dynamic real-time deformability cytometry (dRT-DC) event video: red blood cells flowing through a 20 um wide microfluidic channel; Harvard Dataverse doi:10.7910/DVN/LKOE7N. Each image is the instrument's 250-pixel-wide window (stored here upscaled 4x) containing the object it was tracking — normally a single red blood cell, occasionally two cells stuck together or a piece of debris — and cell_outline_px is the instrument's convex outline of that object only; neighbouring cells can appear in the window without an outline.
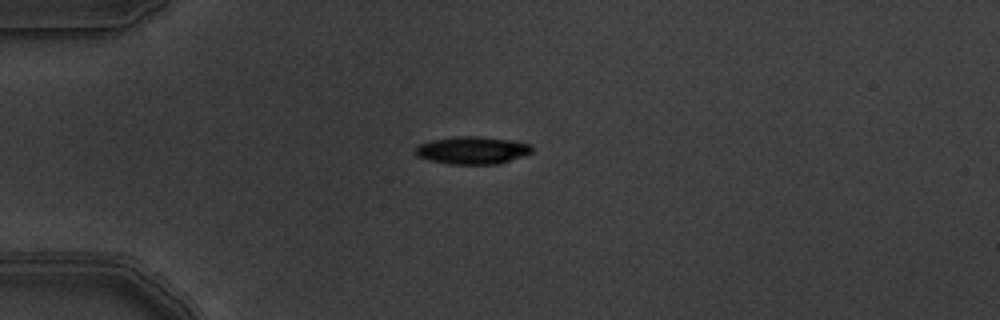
{"species": "common noctule bat (a hibernating species)", "species_latin": "Nyctalus noctula", "temperature_condition": "warm", "stored_images_in_passage": 7, "camera_frame_rate_fps": 3000, "um_per_image_px": 0.085, "animal": {"sex": "male", "body_mass_g": 19.5, "forearm_length_mm": 54.6}, "frame": {"image": 1, "passage_image": 2, "time_ms": 0.333, "image_size_px": [1000, 320], "cell_outline_px": [[532, 152], [500, 164], [448, 164], [428, 160], [416, 156], [416, 148], [420, 144], [432, 140], [460, 136], [476, 136], [508, 140], [532, 144]], "centroid_in_image_um": [40.14, 12.78], "position_along_channel_um": 44.9, "area_um2": 18.55}}